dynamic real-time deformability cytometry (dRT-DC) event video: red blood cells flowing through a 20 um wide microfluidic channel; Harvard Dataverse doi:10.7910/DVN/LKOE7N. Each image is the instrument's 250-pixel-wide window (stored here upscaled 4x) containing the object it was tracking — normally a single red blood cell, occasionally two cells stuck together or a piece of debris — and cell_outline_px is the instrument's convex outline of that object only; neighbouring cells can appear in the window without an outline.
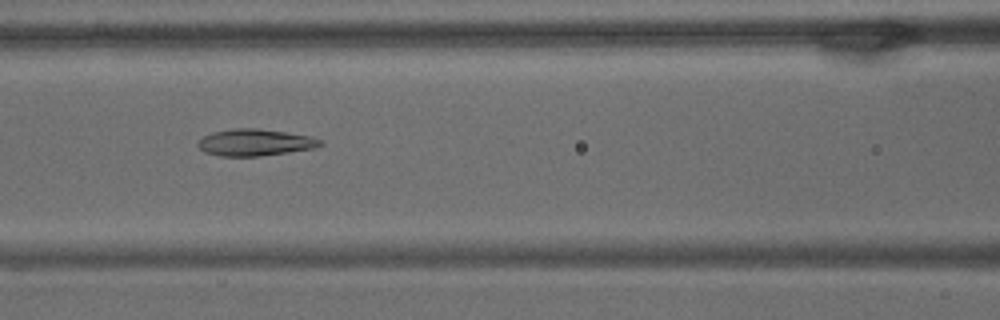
{"species": "common noctule bat (a hibernating species)", "species_latin": "Nyctalus noctula", "temperature_condition": "warm", "stored_images_in_passage": 46, "camera_frame_rate_fps": 3000, "um_per_image_px": 0.085, "animal": {"sex": "male", "body_mass_g": 15.6}, "frame": {"image": 1, "passage_image": 12, "time_ms": 3.667, "image_size_px": [1000, 320], "cell_outline_px": [[324, 144], [316, 148], [260, 156], [220, 156], [204, 152], [196, 144], [204, 136], [212, 132], [236, 128], [256, 128], [312, 136], [320, 140]], "centroid_in_image_um": [21.68, 12.11], "position_along_channel_um": 144.9, "area_um2": 19.02}}
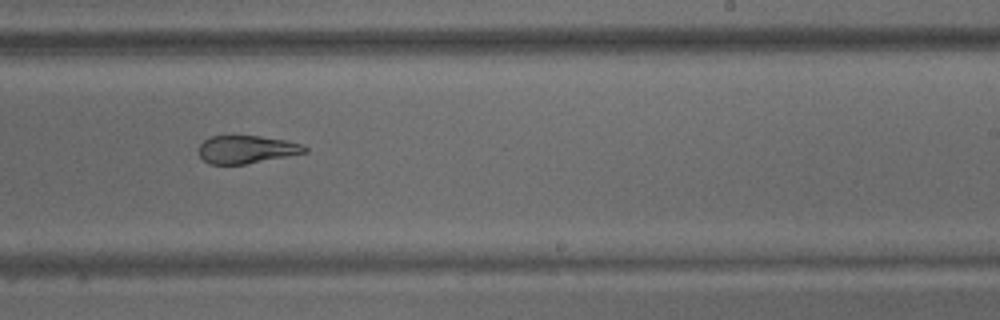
{"frame": {"image": 2, "passage_image": 23, "time_ms": 7.333, "image_size_px": [1000, 320], "cell_outline_px": [[308, 152], [244, 164], [208, 164], [200, 156], [200, 144], [204, 140], [212, 136], [260, 136], [284, 140], [300, 144], [308, 148]], "centroid_in_image_um": [20.95, 12.7], "position_along_channel_um": 268.1, "area_um2": 16.94}}
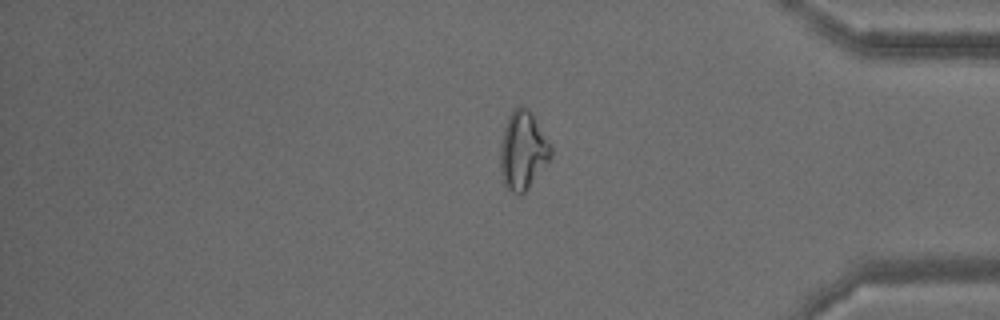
{"frame": {"image": 3, "passage_image": 36, "time_ms": 11.667, "image_size_px": [1000, 320], "cell_outline_px": [[552, 156], [528, 188], [520, 196], [512, 192], [504, 184], [500, 172], [500, 144], [504, 128], [508, 116], [520, 104], [528, 108], [552, 148]], "centroid_in_image_um": [44.42, 12.81], "position_along_channel_um": 390.8, "area_um2": 22.83}, "authors_computed_cell_mechanics": {"area_um2": 19.6809, "velocity_mm_per_s": 3.366, "shape_relaxation_time_tau1_ms": null, "shape_relaxation_time_tau2_ms": 4.0557, "deformation_change_tau1": null, "deformation_change_tau2": 0.1105}}